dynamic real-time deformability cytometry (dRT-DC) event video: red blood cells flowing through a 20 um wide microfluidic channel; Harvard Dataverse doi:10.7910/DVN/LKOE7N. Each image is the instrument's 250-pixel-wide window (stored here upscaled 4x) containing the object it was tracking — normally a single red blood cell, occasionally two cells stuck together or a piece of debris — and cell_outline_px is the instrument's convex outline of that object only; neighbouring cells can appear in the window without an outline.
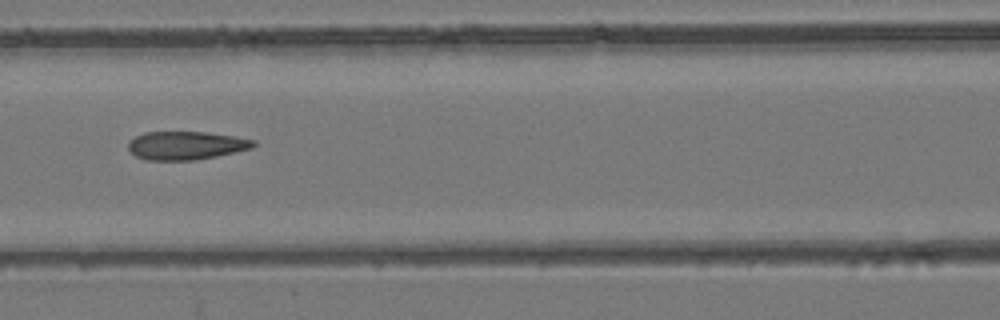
{"species": "common noctule bat (a hibernating species)", "species_latin": "Nyctalus noctula", "temperature_condition": "room temperature", "stored_images_in_passage": 7, "camera_frame_rate_fps": 3000, "um_per_image_px": 0.085, "animal": {"sex": "female", "body_mass_g": 24.6, "forearm_length_mm": 56.2}, "frame": {"image": 1, "passage_image": 7, "time_ms": 7.0, "image_size_px": [1000, 320], "cell_outline_px": [[256, 144], [252, 148], [236, 152], [196, 160], [148, 160], [136, 156], [128, 148], [128, 144], [136, 136], [144, 132], [204, 132], [232, 136], [256, 140]], "centroid_in_image_um": [15.83, 12.37], "position_along_channel_um": 150.8, "area_um2": 20.52}}